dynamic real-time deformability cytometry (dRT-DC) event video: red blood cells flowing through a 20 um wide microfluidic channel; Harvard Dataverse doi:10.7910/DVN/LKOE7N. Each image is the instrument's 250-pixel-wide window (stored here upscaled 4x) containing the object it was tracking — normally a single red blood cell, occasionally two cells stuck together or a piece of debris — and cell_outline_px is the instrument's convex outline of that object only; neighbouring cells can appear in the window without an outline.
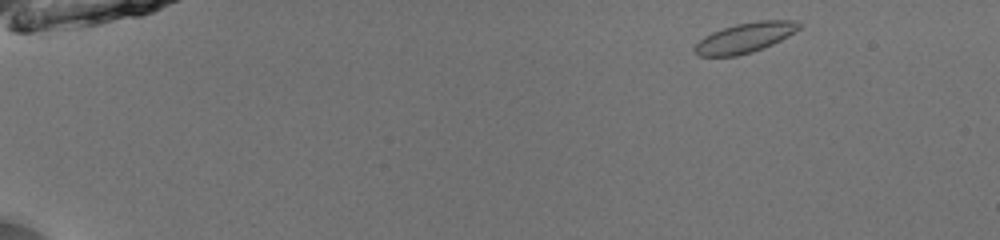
{"species": "common noctule bat (a hibernating species)", "species_latin": "Nyctalus noctula", "temperature_condition": "room temperature", "stored_images_in_passage": 47, "camera_frame_rate_fps": 3000, "um_per_image_px": 0.085, "animal": {"sex": "male", "body_mass_g": 13.0, "forearm_length_mm": 53.1}, "frame": {"image": 1, "passage_image": 2, "time_ms": 0.333, "image_size_px": [1000, 240], "cell_outline_px": [[804, 24], [800, 28], [788, 36], [764, 48], [752, 52], [736, 56], [700, 56], [692, 48], [704, 36], [712, 32], [736, 24], [756, 20], [796, 20]], "centroid_in_image_um": [63.36, 3.19], "position_along_channel_um": 21.6, "area_um2": 18.26}}
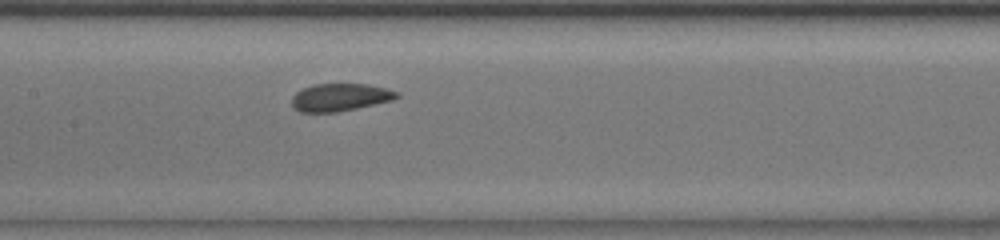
{"frame": {"image": 2, "passage_image": 23, "time_ms": 7.333, "image_size_px": [1000, 240], "cell_outline_px": [[400, 96], [392, 100], [356, 108], [336, 112], [300, 112], [292, 108], [292, 96], [296, 92], [304, 88], [316, 84], [368, 84], [384, 88], [396, 92]], "centroid_in_image_um": [28.86, 8.27], "position_along_channel_um": 178.5, "area_um2": 16.7}}
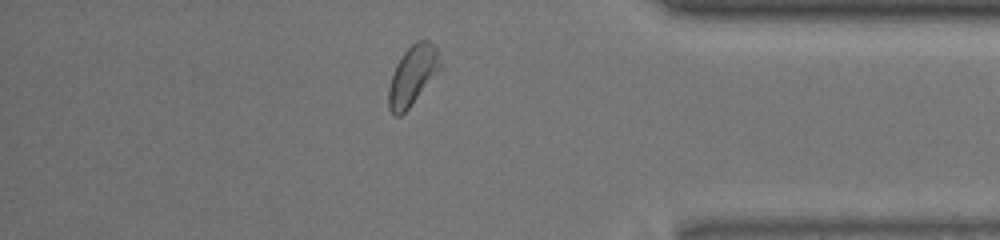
{"frame": {"image": 3, "passage_image": 41, "time_ms": 13.333, "image_size_px": [1000, 240], "cell_outline_px": [[440, 68], [408, 108], [400, 116], [392, 116], [388, 108], [388, 88], [396, 64], [404, 52], [416, 40], [428, 40], [436, 48], [440, 64]], "centroid_in_image_um": [35.02, 6.42], "position_along_channel_um": 400.2, "area_um2": 17.4}, "authors_computed_cell_mechanics": {"area_um2": 17.5134, "velocity_mm_per_s": 3.9623, "shape_relaxation_time_tau1_ms": 5.8939, "shape_relaxation_time_tau2_ms": null, "deformation_change_tau1": 0.083, "deformation_change_tau2": null}}